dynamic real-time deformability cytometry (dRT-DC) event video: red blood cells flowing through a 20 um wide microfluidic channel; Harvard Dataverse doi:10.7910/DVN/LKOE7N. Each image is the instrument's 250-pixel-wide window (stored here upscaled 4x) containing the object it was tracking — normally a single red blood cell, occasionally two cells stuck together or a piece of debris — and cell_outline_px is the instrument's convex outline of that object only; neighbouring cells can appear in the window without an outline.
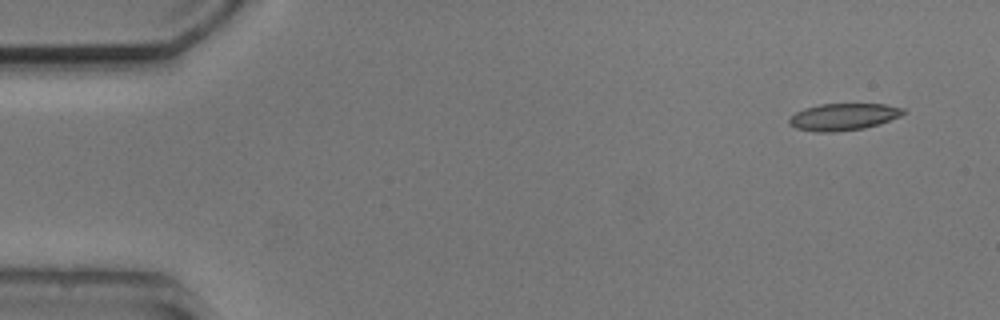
{"species": "common noctule bat (a hibernating species)", "species_latin": "Nyctalus noctula", "temperature_condition": "cold", "stored_images_in_passage": 7, "camera_frame_rate_fps": 3000, "um_per_image_px": 0.085, "animal": {"sex": "male", "body_mass_g": 20.5, "forearm_length_mm": 52.5}, "frame": {"image": 1, "passage_image": 1, "time_ms": 0.0, "image_size_px": [1000, 320], "cell_outline_px": [[904, 112], [900, 116], [880, 124], [864, 128], [836, 132], [816, 132], [796, 128], [788, 124], [788, 120], [796, 112], [804, 108], [820, 104], [884, 104], [904, 108]], "centroid_in_image_um": [71.67, 9.93], "position_along_channel_um": 13.3, "area_um2": 17.92}}
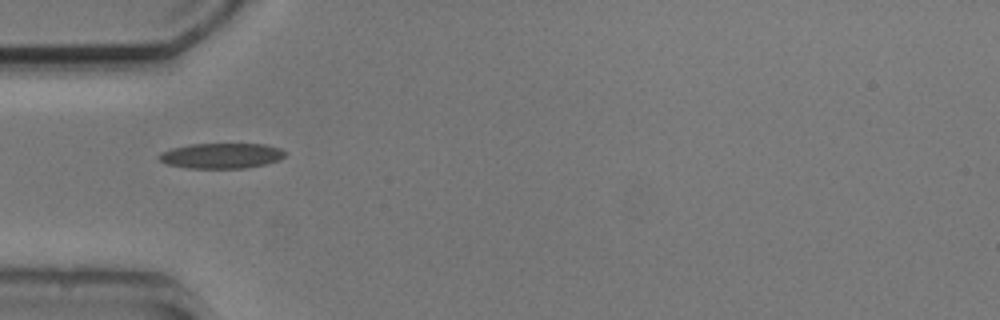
{"frame": {"image": 2, "passage_image": 4, "time_ms": 4.333, "image_size_px": [1000, 320], "cell_outline_px": [[288, 152], [280, 160], [264, 164], [244, 168], [188, 168], [168, 164], [160, 160], [156, 156], [160, 152], [172, 148], [192, 144], [268, 144], [280, 148]], "centroid_in_image_um": [18.84, 13.23], "position_along_channel_um": 66.2, "area_um2": 18.67}}